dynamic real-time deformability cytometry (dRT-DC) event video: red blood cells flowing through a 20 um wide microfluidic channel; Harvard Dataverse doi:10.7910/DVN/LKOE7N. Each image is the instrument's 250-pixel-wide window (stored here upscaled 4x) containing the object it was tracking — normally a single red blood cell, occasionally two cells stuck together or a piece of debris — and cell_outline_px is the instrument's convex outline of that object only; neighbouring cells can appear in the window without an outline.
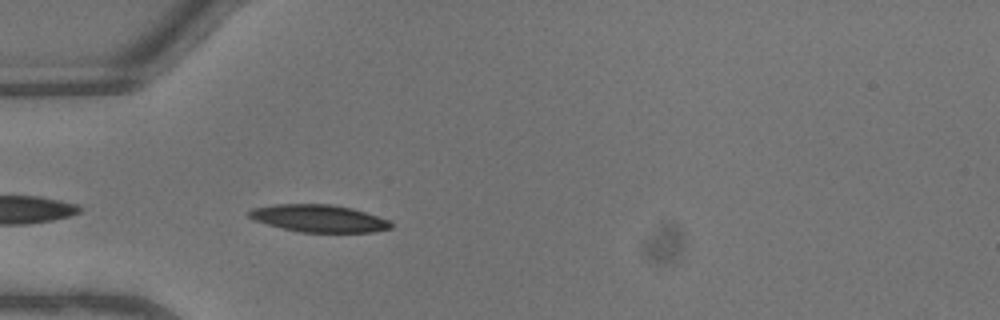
{"species": "common noctule bat (a hibernating species)", "species_latin": "Nyctalus noctula", "temperature_condition": "warm", "stored_images_in_passage": 19, "camera_frame_rate_fps": 3000, "um_per_image_px": 0.085, "animal": {"sex": "male", "body_mass_g": 13.3}, "frame": {"image": 1, "passage_image": 2, "time_ms": 0.333, "image_size_px": [1000, 320], "cell_outline_px": [[392, 228], [376, 232], [300, 232], [280, 228], [252, 220], [248, 216], [248, 212], [252, 208], [276, 204], [332, 204], [352, 208], [388, 220], [392, 224]], "centroid_in_image_um": [27.06, 18.56], "position_along_channel_um": 57.9, "area_um2": 22.66}}
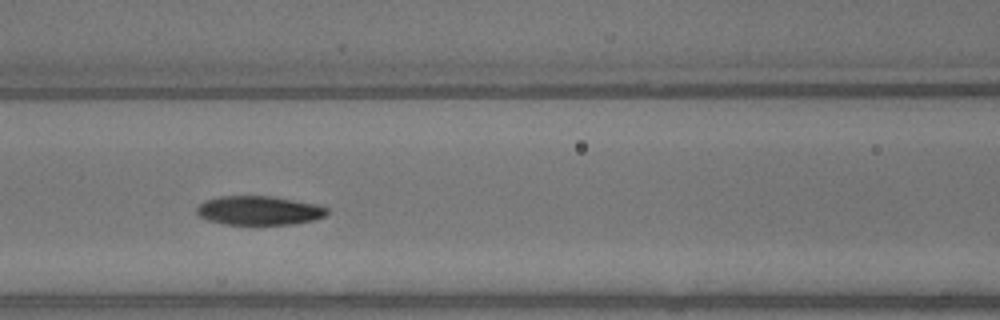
{"frame": {"image": 2, "passage_image": 8, "time_ms": 2.333, "image_size_px": [1000, 320], "cell_outline_px": [[328, 216], [312, 220], [292, 224], [224, 224], [208, 220], [200, 216], [196, 212], [196, 208], [204, 200], [220, 196], [272, 196], [316, 204], [328, 208]], "centroid_in_image_um": [22.02, 17.88], "position_along_channel_um": 144.6, "area_um2": 22.02}}
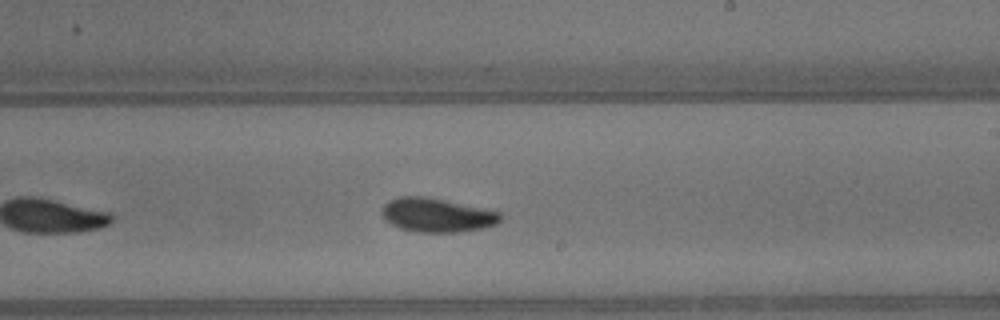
{"frame": {"image": 3, "passage_image": 15, "time_ms": 4.667, "image_size_px": [1000, 320], "cell_outline_px": [[500, 220], [496, 224], [480, 228], [460, 232], [420, 232], [400, 228], [384, 220], [380, 212], [384, 204], [388, 200], [400, 196], [424, 196], [500, 212]], "centroid_in_image_um": [37.06, 18.28], "position_along_channel_um": 251.9, "area_um2": 23.18}}